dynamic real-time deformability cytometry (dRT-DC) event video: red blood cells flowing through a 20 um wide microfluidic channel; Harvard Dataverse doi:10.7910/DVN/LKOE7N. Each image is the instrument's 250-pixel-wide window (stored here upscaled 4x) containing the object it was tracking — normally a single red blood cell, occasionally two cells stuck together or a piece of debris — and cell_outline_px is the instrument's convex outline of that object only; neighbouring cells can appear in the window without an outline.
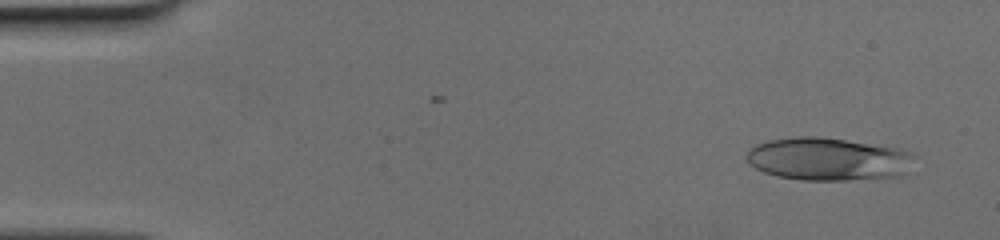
{"species": "human", "species_latin": "Homo sapiens", "temperature_condition": "cold", "stored_images_in_passage": 48, "camera_frame_rate_fps": 3000, "um_per_image_px": 0.085, "donor": {"sex": "female"}, "frame": {"image": 1, "passage_image": 3, "time_ms": 0.667, "image_size_px": [1000, 240], "cell_outline_px": [[916, 176], [844, 180], [800, 180], [776, 176], [764, 172], [748, 164], [748, 152], [756, 144], [768, 140], [796, 136], [816, 136], [844, 140], [896, 148], [908, 152], [916, 156]], "centroid_in_image_um": [70.54, 13.55], "position_along_channel_um": 14.5, "area_um2": 42.83}}
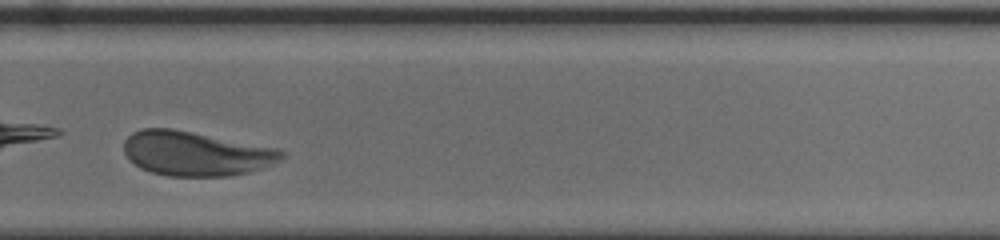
{"frame": {"image": 2, "passage_image": 35, "time_ms": 11.333, "image_size_px": [1000, 240], "cell_outline_px": [[284, 156], [280, 160], [272, 164], [248, 172], [228, 176], [168, 176], [152, 172], [140, 168], [128, 160], [124, 152], [124, 140], [132, 132], [140, 128], [168, 128], [192, 132], [276, 148], [284, 152]], "centroid_in_image_um": [16.58, 13.05], "position_along_channel_um": 313.2, "area_um2": 40.63}}
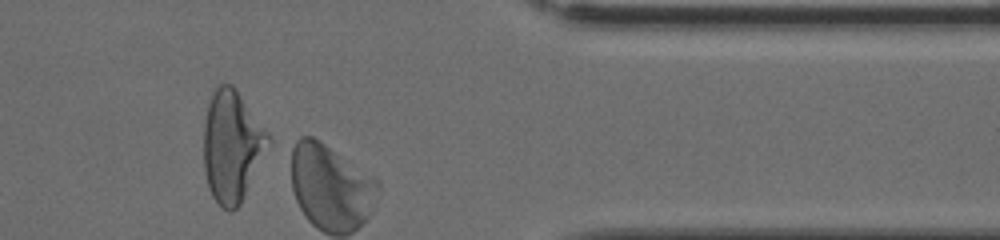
{"frame": {"image": 3, "passage_image": 41, "time_ms": 13.333, "image_size_px": [1000, 240], "cell_outline_px": [[272, 140], [240, 204], [232, 212], [228, 212], [212, 196], [208, 188], [204, 172], [204, 124], [208, 104], [216, 88], [220, 84], [232, 84], [268, 132]], "centroid_in_image_um": [19.71, 12.44], "position_along_channel_um": 391.7, "area_um2": 41.62}}